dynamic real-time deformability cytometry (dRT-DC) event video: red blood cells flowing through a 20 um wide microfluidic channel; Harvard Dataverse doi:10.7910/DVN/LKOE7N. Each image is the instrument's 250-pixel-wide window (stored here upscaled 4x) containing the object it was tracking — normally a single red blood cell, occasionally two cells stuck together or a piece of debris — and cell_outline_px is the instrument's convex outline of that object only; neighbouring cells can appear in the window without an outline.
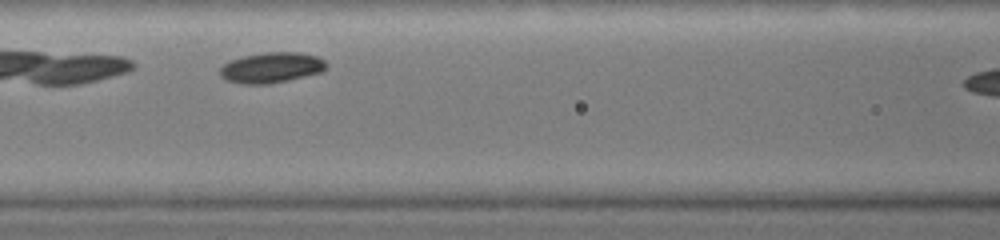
{"species": "common noctule bat (a hibernating species)", "species_latin": "Nyctalus noctula", "temperature_condition": "warm", "stored_images_in_passage": 19, "camera_frame_rate_fps": 3000, "um_per_image_px": 0.085, "animal": {"sex": "female", "body_mass_g": 19.0, "forearm_length_mm": 51.5}, "frame": {"image": 1, "passage_image": 6, "time_ms": 1.667, "image_size_px": [1000, 240], "cell_outline_px": [[328, 68], [324, 72], [288, 80], [268, 84], [240, 84], [228, 80], [220, 76], [220, 68], [224, 64], [232, 60], [244, 56], [264, 52], [300, 52], [316, 56], [324, 60], [328, 64]], "centroid_in_image_um": [23.12, 5.75], "position_along_channel_um": 143.5, "area_um2": 19.02}}
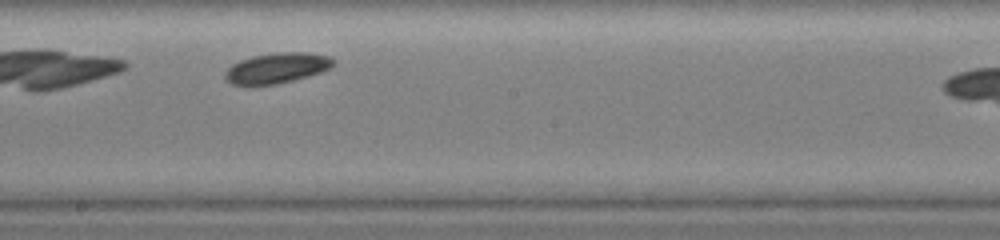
{"frame": {"image": 2, "passage_image": 11, "time_ms": 3.333, "image_size_px": [1000, 240], "cell_outline_px": [[336, 64], [320, 72], [308, 76], [276, 84], [252, 88], [248, 88], [232, 84], [224, 80], [224, 76], [228, 68], [232, 64], [252, 56], [276, 52], [308, 52], [332, 56], [336, 60]], "centroid_in_image_um": [23.5, 5.81], "position_along_channel_um": 224.7, "area_um2": 19.83}}